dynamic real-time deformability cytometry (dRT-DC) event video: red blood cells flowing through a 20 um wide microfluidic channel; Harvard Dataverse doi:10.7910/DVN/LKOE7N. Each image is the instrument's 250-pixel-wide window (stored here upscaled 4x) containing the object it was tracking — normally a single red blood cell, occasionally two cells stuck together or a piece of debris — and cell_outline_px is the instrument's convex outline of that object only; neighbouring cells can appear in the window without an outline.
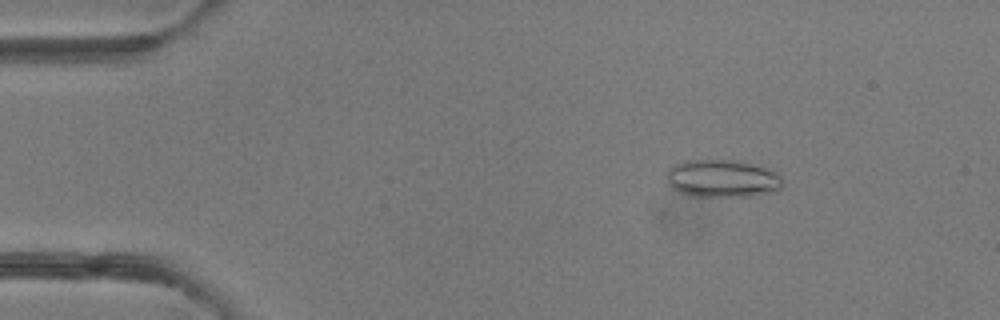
{"species": "common noctule bat (a hibernating species)", "species_latin": "Nyctalus noctula", "temperature_condition": "room temperature", "stored_images_in_passage": 3, "camera_frame_rate_fps": 3000, "um_per_image_px": 0.085, "animal": {"sex": "female"}, "frame": {"image": 1, "passage_image": 2, "time_ms": 1.0, "image_size_px": [1000, 320], "cell_outline_px": [[784, 184], [776, 192], [748, 196], [696, 196], [680, 192], [672, 188], [668, 184], [668, 168], [672, 164], [684, 160], [736, 160], [760, 164], [772, 168], [780, 172], [784, 180]], "centroid_in_image_um": [61.5, 15.15], "position_along_channel_um": 23.5, "area_um2": 26.18}}